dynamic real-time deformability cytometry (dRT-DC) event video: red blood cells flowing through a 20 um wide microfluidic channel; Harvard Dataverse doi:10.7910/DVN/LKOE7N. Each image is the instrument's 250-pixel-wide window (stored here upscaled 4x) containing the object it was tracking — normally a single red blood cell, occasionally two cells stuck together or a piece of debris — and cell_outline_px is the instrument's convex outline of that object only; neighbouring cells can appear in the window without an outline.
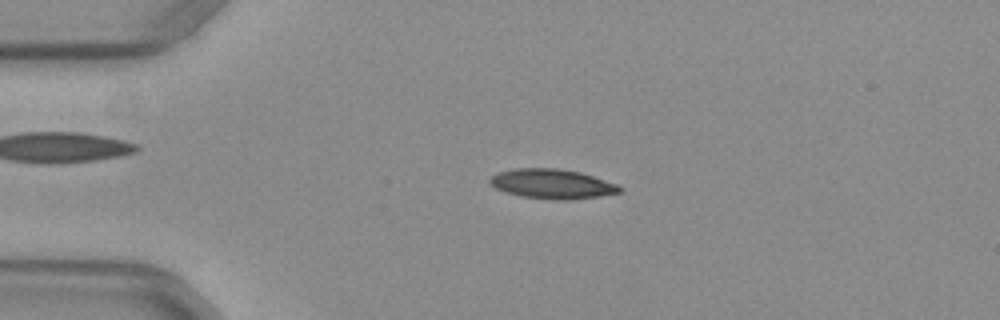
{"species": "common noctule bat (a hibernating species)", "species_latin": "Nyctalus noctula", "temperature_condition": "warm", "stored_images_in_passage": 52, "camera_frame_rate_fps": 3000, "um_per_image_px": 0.085, "animal": {"sex": "female", "body_mass_g": 29.2, "forearm_length_mm": 56.3}, "frame": {"image": 1, "passage_image": 12, "time_ms": 3.667, "image_size_px": [1000, 320], "cell_outline_px": [[624, 188], [620, 192], [600, 196], [572, 200], [556, 200], [520, 196], [504, 192], [496, 188], [488, 180], [492, 176], [500, 172], [512, 168], [556, 168], [580, 172], [616, 184]], "centroid_in_image_um": [46.93, 15.64], "position_along_channel_um": 38.1, "area_um2": 22.37}}
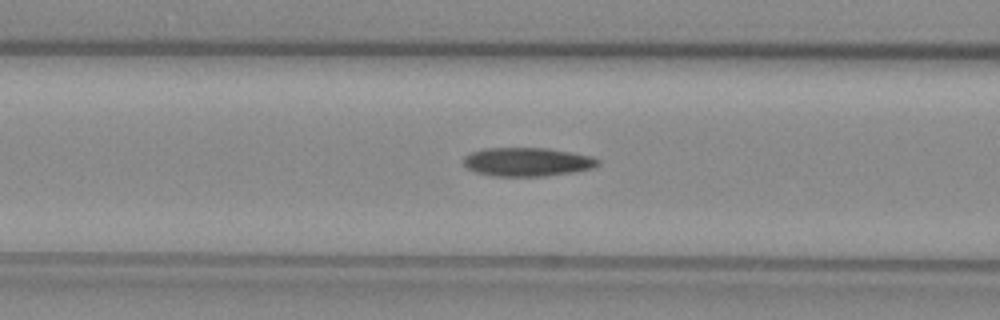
{"frame": {"image": 2, "passage_image": 21, "time_ms": 6.667, "image_size_px": [1000, 320], "cell_outline_px": [[600, 164], [596, 168], [576, 172], [544, 176], [492, 176], [476, 172], [468, 168], [464, 164], [464, 156], [472, 152], [484, 148], [548, 148], [572, 152], [592, 156], [600, 160]], "centroid_in_image_um": [44.88, 13.76], "position_along_channel_um": 121.7, "area_um2": 22.72}}
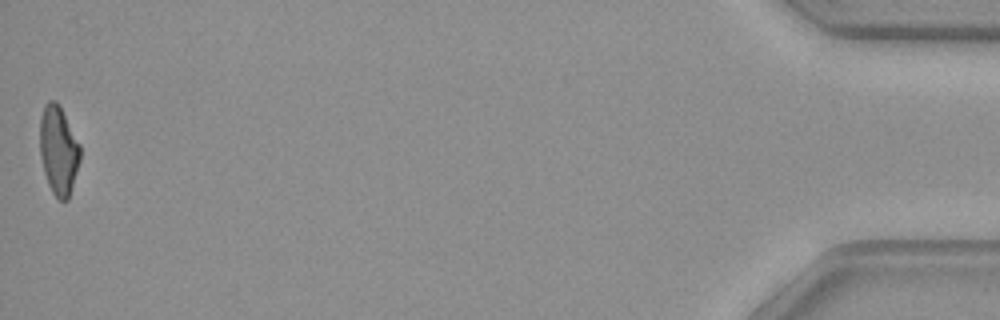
{"frame": {"image": 3, "passage_image": 52, "time_ms": 17.0, "image_size_px": [1000, 320], "cell_outline_px": [[80, 160], [68, 200], [60, 200], [52, 192], [48, 184], [44, 172], [40, 156], [40, 116], [44, 104], [48, 100], [56, 100], [60, 104], [80, 144]], "centroid_in_image_um": [4.97, 12.72], "position_along_channel_um": 430.2, "area_um2": 21.04}, "authors_computed_cell_mechanics": {"area_um2": 21.9929, "velocity_mm_per_s": 3.9608, "shape_relaxation_time_tau1_ms": 9.2809, "shape_relaxation_time_tau2_ms": 5.7843, "deformation_change_tau1": 0.2405, "deformation_change_tau2": 0.1475}}